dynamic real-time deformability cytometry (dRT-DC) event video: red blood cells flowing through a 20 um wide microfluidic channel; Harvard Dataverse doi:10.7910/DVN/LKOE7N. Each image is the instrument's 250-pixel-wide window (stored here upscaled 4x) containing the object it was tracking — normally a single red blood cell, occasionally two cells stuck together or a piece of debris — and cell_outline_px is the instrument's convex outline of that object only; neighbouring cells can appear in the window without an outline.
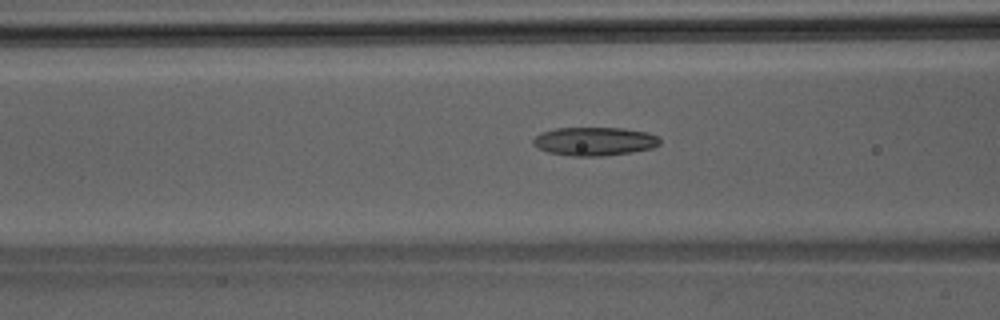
{"species": "Egyptian fruit bat (a non-hibernating species)", "species_latin": "Rousettus aegyptiacus", "temperature_condition": "room temperature", "stored_images_in_passage": 8, "camera_frame_rate_fps": 3000, "um_per_image_px": 0.085, "animal": {"sex": "male"}, "frame": {"image": 1, "passage_image": 6, "time_ms": 1.667, "image_size_px": [1000, 320], "cell_outline_px": [[660, 144], [652, 148], [632, 152], [604, 156], [572, 156], [548, 152], [536, 148], [532, 144], [532, 140], [536, 136], [544, 132], [556, 128], [624, 128], [648, 132], [656, 136], [660, 140]], "centroid_in_image_um": [50.53, 12.02], "position_along_channel_um": 116.1, "area_um2": 21.1}}